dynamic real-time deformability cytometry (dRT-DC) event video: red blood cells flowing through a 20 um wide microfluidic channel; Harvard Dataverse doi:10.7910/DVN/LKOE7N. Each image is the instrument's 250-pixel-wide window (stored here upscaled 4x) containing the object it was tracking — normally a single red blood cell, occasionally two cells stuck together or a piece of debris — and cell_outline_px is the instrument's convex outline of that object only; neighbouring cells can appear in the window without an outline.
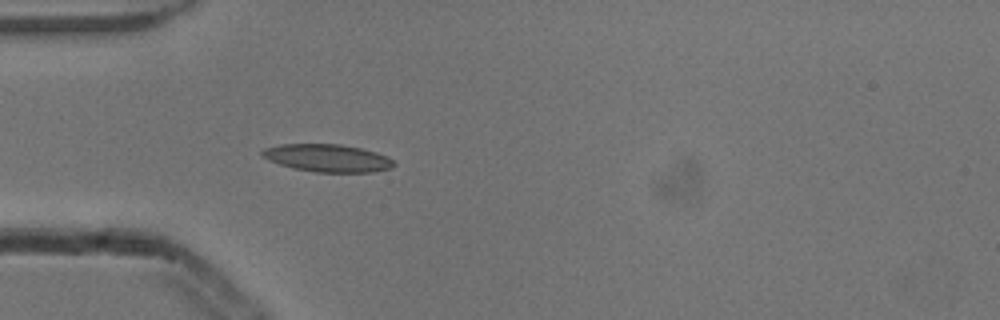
{"species": "common noctule bat (a hibernating species)", "species_latin": "Nyctalus noctula", "temperature_condition": "cold", "stored_images_in_passage": 3, "camera_frame_rate_fps": 3000, "um_per_image_px": 0.085, "animal": {"sex": "male", "body_mass_g": 13.3}, "frame": {"image": 1, "passage_image": 3, "time_ms": 0.667, "image_size_px": [1000, 320], "cell_outline_px": [[396, 164], [392, 168], [372, 172], [316, 172], [292, 168], [268, 160], [260, 156], [260, 152], [264, 148], [280, 144], [340, 144], [360, 148], [376, 152], [392, 160]], "centroid_in_image_um": [27.8, 13.43], "position_along_channel_um": 57.2, "area_um2": 21.21}}